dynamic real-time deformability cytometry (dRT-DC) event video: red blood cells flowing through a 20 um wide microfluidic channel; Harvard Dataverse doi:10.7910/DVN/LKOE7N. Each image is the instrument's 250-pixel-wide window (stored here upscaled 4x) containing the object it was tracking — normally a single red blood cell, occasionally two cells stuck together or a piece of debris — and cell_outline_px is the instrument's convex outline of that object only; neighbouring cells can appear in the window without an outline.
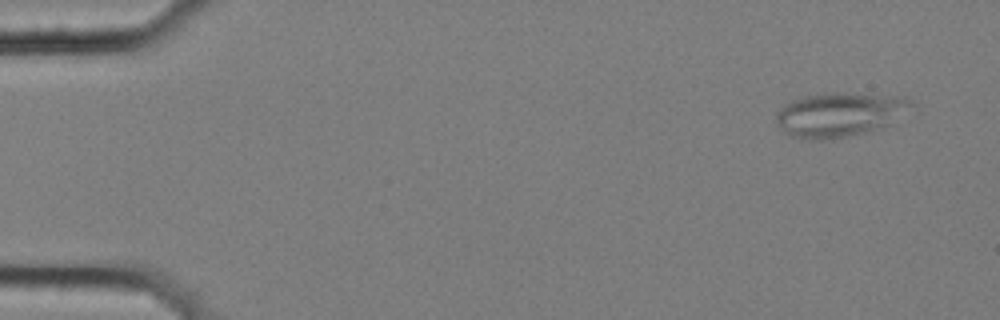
{"species": "common noctule bat (a hibernating species)", "species_latin": "Nyctalus noctula", "temperature_condition": "cold", "stored_images_in_passage": 6, "camera_frame_rate_fps": 3000, "um_per_image_px": 0.085, "animal": {"sex": "female", "body_mass_g": 25.1}, "frame": {"image": 1, "passage_image": 1, "time_ms": 0.0, "image_size_px": [1000, 320], "cell_outline_px": [[912, 104], [884, 124], [860, 132], [844, 136], [820, 140], [800, 140], [784, 132], [776, 124], [776, 112], [784, 104], [800, 96], [828, 92], [840, 92], [904, 96]], "centroid_in_image_um": [71.16, 9.7], "position_along_channel_um": 13.8, "area_um2": 33.99}}